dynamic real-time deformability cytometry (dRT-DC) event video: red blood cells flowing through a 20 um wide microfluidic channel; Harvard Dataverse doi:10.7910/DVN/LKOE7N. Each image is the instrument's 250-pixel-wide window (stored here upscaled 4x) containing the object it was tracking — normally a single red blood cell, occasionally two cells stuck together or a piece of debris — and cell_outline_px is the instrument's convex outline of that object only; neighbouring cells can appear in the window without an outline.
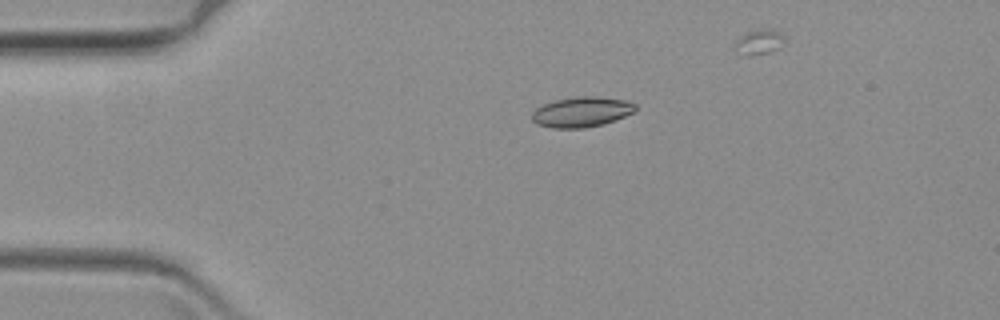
{"species": "common noctule bat (a hibernating species)", "species_latin": "Nyctalus noctula", "temperature_condition": "warm", "stored_images_in_passage": 41, "camera_frame_rate_fps": 3000, "um_per_image_px": 0.085, "animal": {"sex": "female", "body_mass_g": 19.3, "forearm_length_mm": 54.1}, "frame": {"image": 1, "passage_image": 1, "time_ms": 0.0, "image_size_px": [1000, 320], "cell_outline_px": [[636, 112], [616, 120], [604, 124], [584, 128], [552, 128], [536, 124], [532, 120], [532, 112], [536, 108], [544, 104], [556, 100], [576, 96], [592, 96], [624, 100], [636, 104]], "centroid_in_image_um": [49.45, 9.52], "position_along_channel_um": 35.6, "area_um2": 18.32}}
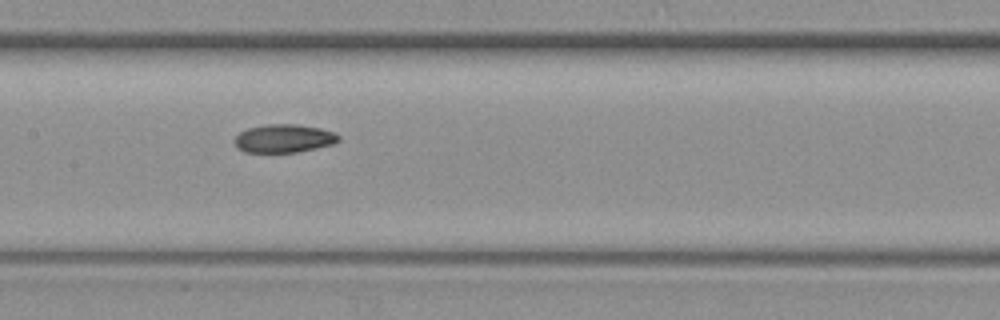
{"frame": {"image": 2, "passage_image": 18, "time_ms": 5.667, "image_size_px": [1000, 320], "cell_outline_px": [[340, 140], [332, 144], [316, 148], [296, 152], [244, 152], [236, 148], [236, 136], [240, 132], [248, 128], [268, 124], [296, 124], [320, 128], [336, 132], [340, 136]], "centroid_in_image_um": [24.15, 11.76], "position_along_channel_um": 183.2, "area_um2": 17.11}}
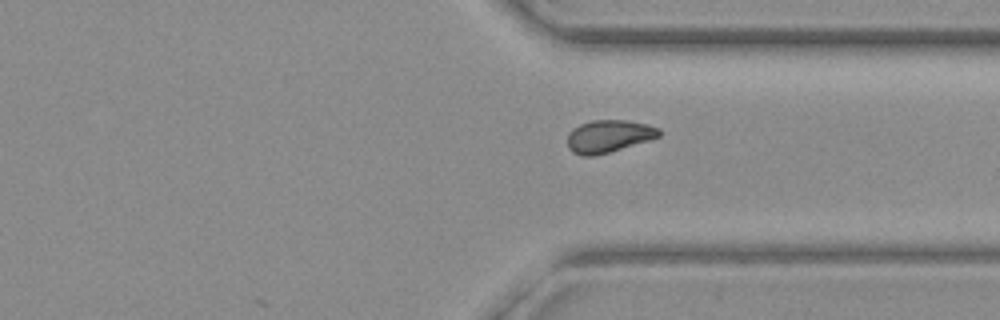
{"frame": {"image": 3, "passage_image": 34, "time_ms": 11.0, "image_size_px": [1000, 320], "cell_outline_px": [[660, 136], [648, 140], [608, 152], [592, 156], [584, 156], [572, 152], [568, 148], [568, 136], [572, 128], [580, 124], [592, 120], [628, 120], [648, 124], [660, 128]], "centroid_in_image_um": [51.73, 11.56], "position_along_channel_um": 359.7, "area_um2": 17.22}}